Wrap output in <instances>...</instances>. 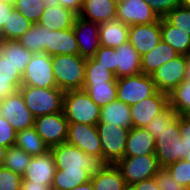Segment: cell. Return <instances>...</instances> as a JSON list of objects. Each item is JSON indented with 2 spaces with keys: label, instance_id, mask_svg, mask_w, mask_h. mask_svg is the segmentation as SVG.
<instances>
[{
  "label": "cell",
  "instance_id": "obj_1",
  "mask_svg": "<svg viewBox=\"0 0 190 190\" xmlns=\"http://www.w3.org/2000/svg\"><path fill=\"white\" fill-rule=\"evenodd\" d=\"M63 112L68 123L97 125L100 118V107L84 89L64 92Z\"/></svg>",
  "mask_w": 190,
  "mask_h": 190
},
{
  "label": "cell",
  "instance_id": "obj_2",
  "mask_svg": "<svg viewBox=\"0 0 190 190\" xmlns=\"http://www.w3.org/2000/svg\"><path fill=\"white\" fill-rule=\"evenodd\" d=\"M57 87L61 90L82 89L85 79L86 59L80 55L51 56Z\"/></svg>",
  "mask_w": 190,
  "mask_h": 190
},
{
  "label": "cell",
  "instance_id": "obj_3",
  "mask_svg": "<svg viewBox=\"0 0 190 190\" xmlns=\"http://www.w3.org/2000/svg\"><path fill=\"white\" fill-rule=\"evenodd\" d=\"M18 91L35 118L63 111L64 91L59 88L21 86Z\"/></svg>",
  "mask_w": 190,
  "mask_h": 190
},
{
  "label": "cell",
  "instance_id": "obj_4",
  "mask_svg": "<svg viewBox=\"0 0 190 190\" xmlns=\"http://www.w3.org/2000/svg\"><path fill=\"white\" fill-rule=\"evenodd\" d=\"M50 150L53 153L56 170L83 169L92 176L104 165L96 156L84 153L67 142L51 147Z\"/></svg>",
  "mask_w": 190,
  "mask_h": 190
},
{
  "label": "cell",
  "instance_id": "obj_5",
  "mask_svg": "<svg viewBox=\"0 0 190 190\" xmlns=\"http://www.w3.org/2000/svg\"><path fill=\"white\" fill-rule=\"evenodd\" d=\"M155 156L160 168H166L187 156L186 146L179 134V115L155 139Z\"/></svg>",
  "mask_w": 190,
  "mask_h": 190
},
{
  "label": "cell",
  "instance_id": "obj_6",
  "mask_svg": "<svg viewBox=\"0 0 190 190\" xmlns=\"http://www.w3.org/2000/svg\"><path fill=\"white\" fill-rule=\"evenodd\" d=\"M102 148L103 163L116 164L124 157L130 129L110 123L96 125Z\"/></svg>",
  "mask_w": 190,
  "mask_h": 190
},
{
  "label": "cell",
  "instance_id": "obj_7",
  "mask_svg": "<svg viewBox=\"0 0 190 190\" xmlns=\"http://www.w3.org/2000/svg\"><path fill=\"white\" fill-rule=\"evenodd\" d=\"M116 87L117 100L129 106L149 98L158 91L152 76L144 73L117 78Z\"/></svg>",
  "mask_w": 190,
  "mask_h": 190
},
{
  "label": "cell",
  "instance_id": "obj_8",
  "mask_svg": "<svg viewBox=\"0 0 190 190\" xmlns=\"http://www.w3.org/2000/svg\"><path fill=\"white\" fill-rule=\"evenodd\" d=\"M115 165L121 171L128 187L153 178L160 169L155 154L124 156Z\"/></svg>",
  "mask_w": 190,
  "mask_h": 190
},
{
  "label": "cell",
  "instance_id": "obj_9",
  "mask_svg": "<svg viewBox=\"0 0 190 190\" xmlns=\"http://www.w3.org/2000/svg\"><path fill=\"white\" fill-rule=\"evenodd\" d=\"M22 86L58 88L51 56L44 52L34 53L22 74Z\"/></svg>",
  "mask_w": 190,
  "mask_h": 190
},
{
  "label": "cell",
  "instance_id": "obj_10",
  "mask_svg": "<svg viewBox=\"0 0 190 190\" xmlns=\"http://www.w3.org/2000/svg\"><path fill=\"white\" fill-rule=\"evenodd\" d=\"M68 125L63 111L36 117L34 122L36 132L49 148L67 141Z\"/></svg>",
  "mask_w": 190,
  "mask_h": 190
},
{
  "label": "cell",
  "instance_id": "obj_11",
  "mask_svg": "<svg viewBox=\"0 0 190 190\" xmlns=\"http://www.w3.org/2000/svg\"><path fill=\"white\" fill-rule=\"evenodd\" d=\"M188 62L189 56L179 55L160 66L152 75L157 90L169 95L184 80Z\"/></svg>",
  "mask_w": 190,
  "mask_h": 190
},
{
  "label": "cell",
  "instance_id": "obj_12",
  "mask_svg": "<svg viewBox=\"0 0 190 190\" xmlns=\"http://www.w3.org/2000/svg\"><path fill=\"white\" fill-rule=\"evenodd\" d=\"M67 143L82 152L96 156L103 162L102 148L96 125L69 123Z\"/></svg>",
  "mask_w": 190,
  "mask_h": 190
},
{
  "label": "cell",
  "instance_id": "obj_13",
  "mask_svg": "<svg viewBox=\"0 0 190 190\" xmlns=\"http://www.w3.org/2000/svg\"><path fill=\"white\" fill-rule=\"evenodd\" d=\"M2 117H4L16 131L34 126L35 117L24 103L22 94L17 91L0 100Z\"/></svg>",
  "mask_w": 190,
  "mask_h": 190
},
{
  "label": "cell",
  "instance_id": "obj_14",
  "mask_svg": "<svg viewBox=\"0 0 190 190\" xmlns=\"http://www.w3.org/2000/svg\"><path fill=\"white\" fill-rule=\"evenodd\" d=\"M169 106V96L157 91L149 98L140 100L130 106L132 127L144 128L156 115L162 113Z\"/></svg>",
  "mask_w": 190,
  "mask_h": 190
},
{
  "label": "cell",
  "instance_id": "obj_15",
  "mask_svg": "<svg viewBox=\"0 0 190 190\" xmlns=\"http://www.w3.org/2000/svg\"><path fill=\"white\" fill-rule=\"evenodd\" d=\"M116 19L129 26L151 24L159 20L144 0H118Z\"/></svg>",
  "mask_w": 190,
  "mask_h": 190
},
{
  "label": "cell",
  "instance_id": "obj_16",
  "mask_svg": "<svg viewBox=\"0 0 190 190\" xmlns=\"http://www.w3.org/2000/svg\"><path fill=\"white\" fill-rule=\"evenodd\" d=\"M73 31L79 47V55L82 58H93L100 48V24L83 19L79 15L75 17Z\"/></svg>",
  "mask_w": 190,
  "mask_h": 190
},
{
  "label": "cell",
  "instance_id": "obj_17",
  "mask_svg": "<svg viewBox=\"0 0 190 190\" xmlns=\"http://www.w3.org/2000/svg\"><path fill=\"white\" fill-rule=\"evenodd\" d=\"M161 41V19L151 24L129 26L128 42L140 56L152 51Z\"/></svg>",
  "mask_w": 190,
  "mask_h": 190
},
{
  "label": "cell",
  "instance_id": "obj_18",
  "mask_svg": "<svg viewBox=\"0 0 190 190\" xmlns=\"http://www.w3.org/2000/svg\"><path fill=\"white\" fill-rule=\"evenodd\" d=\"M55 171V160L50 150L43 155L32 156L29 165L22 175V180L52 186Z\"/></svg>",
  "mask_w": 190,
  "mask_h": 190
},
{
  "label": "cell",
  "instance_id": "obj_19",
  "mask_svg": "<svg viewBox=\"0 0 190 190\" xmlns=\"http://www.w3.org/2000/svg\"><path fill=\"white\" fill-rule=\"evenodd\" d=\"M46 54L79 55V47L72 28L65 30H46Z\"/></svg>",
  "mask_w": 190,
  "mask_h": 190
},
{
  "label": "cell",
  "instance_id": "obj_20",
  "mask_svg": "<svg viewBox=\"0 0 190 190\" xmlns=\"http://www.w3.org/2000/svg\"><path fill=\"white\" fill-rule=\"evenodd\" d=\"M76 16L77 14L72 10L64 8L59 4L49 2L38 24L45 26L50 31L65 30L73 28Z\"/></svg>",
  "mask_w": 190,
  "mask_h": 190
},
{
  "label": "cell",
  "instance_id": "obj_21",
  "mask_svg": "<svg viewBox=\"0 0 190 190\" xmlns=\"http://www.w3.org/2000/svg\"><path fill=\"white\" fill-rule=\"evenodd\" d=\"M118 0H84L78 14L91 22L103 23L116 19Z\"/></svg>",
  "mask_w": 190,
  "mask_h": 190
},
{
  "label": "cell",
  "instance_id": "obj_22",
  "mask_svg": "<svg viewBox=\"0 0 190 190\" xmlns=\"http://www.w3.org/2000/svg\"><path fill=\"white\" fill-rule=\"evenodd\" d=\"M116 52V78L133 76L142 73L141 56L136 49L127 41Z\"/></svg>",
  "mask_w": 190,
  "mask_h": 190
},
{
  "label": "cell",
  "instance_id": "obj_23",
  "mask_svg": "<svg viewBox=\"0 0 190 190\" xmlns=\"http://www.w3.org/2000/svg\"><path fill=\"white\" fill-rule=\"evenodd\" d=\"M155 154V137L145 128L132 127L129 131L124 156Z\"/></svg>",
  "mask_w": 190,
  "mask_h": 190
},
{
  "label": "cell",
  "instance_id": "obj_24",
  "mask_svg": "<svg viewBox=\"0 0 190 190\" xmlns=\"http://www.w3.org/2000/svg\"><path fill=\"white\" fill-rule=\"evenodd\" d=\"M90 180L94 190H128L121 171L115 164H104Z\"/></svg>",
  "mask_w": 190,
  "mask_h": 190
},
{
  "label": "cell",
  "instance_id": "obj_25",
  "mask_svg": "<svg viewBox=\"0 0 190 190\" xmlns=\"http://www.w3.org/2000/svg\"><path fill=\"white\" fill-rule=\"evenodd\" d=\"M178 56L179 54L162 40L152 51L141 56L142 73L152 76L160 66Z\"/></svg>",
  "mask_w": 190,
  "mask_h": 190
},
{
  "label": "cell",
  "instance_id": "obj_26",
  "mask_svg": "<svg viewBox=\"0 0 190 190\" xmlns=\"http://www.w3.org/2000/svg\"><path fill=\"white\" fill-rule=\"evenodd\" d=\"M129 25L117 19L109 20L100 24V45L109 48H118L128 41Z\"/></svg>",
  "mask_w": 190,
  "mask_h": 190
},
{
  "label": "cell",
  "instance_id": "obj_27",
  "mask_svg": "<svg viewBox=\"0 0 190 190\" xmlns=\"http://www.w3.org/2000/svg\"><path fill=\"white\" fill-rule=\"evenodd\" d=\"M98 123H110L123 128H132L130 106L115 100L100 108Z\"/></svg>",
  "mask_w": 190,
  "mask_h": 190
},
{
  "label": "cell",
  "instance_id": "obj_28",
  "mask_svg": "<svg viewBox=\"0 0 190 190\" xmlns=\"http://www.w3.org/2000/svg\"><path fill=\"white\" fill-rule=\"evenodd\" d=\"M162 40L168 43L179 55L189 56L190 36L161 18Z\"/></svg>",
  "mask_w": 190,
  "mask_h": 190
},
{
  "label": "cell",
  "instance_id": "obj_29",
  "mask_svg": "<svg viewBox=\"0 0 190 190\" xmlns=\"http://www.w3.org/2000/svg\"><path fill=\"white\" fill-rule=\"evenodd\" d=\"M15 146L21 148L31 156L43 155L50 151L49 146L36 132L34 126L17 131Z\"/></svg>",
  "mask_w": 190,
  "mask_h": 190
},
{
  "label": "cell",
  "instance_id": "obj_30",
  "mask_svg": "<svg viewBox=\"0 0 190 190\" xmlns=\"http://www.w3.org/2000/svg\"><path fill=\"white\" fill-rule=\"evenodd\" d=\"M34 53L26 50L18 40H5L1 55L13 64L21 74L25 71Z\"/></svg>",
  "mask_w": 190,
  "mask_h": 190
},
{
  "label": "cell",
  "instance_id": "obj_31",
  "mask_svg": "<svg viewBox=\"0 0 190 190\" xmlns=\"http://www.w3.org/2000/svg\"><path fill=\"white\" fill-rule=\"evenodd\" d=\"M91 175L83 170H56L52 190H72L76 186L90 181Z\"/></svg>",
  "mask_w": 190,
  "mask_h": 190
},
{
  "label": "cell",
  "instance_id": "obj_32",
  "mask_svg": "<svg viewBox=\"0 0 190 190\" xmlns=\"http://www.w3.org/2000/svg\"><path fill=\"white\" fill-rule=\"evenodd\" d=\"M82 89L100 108L117 100L116 82L84 83Z\"/></svg>",
  "mask_w": 190,
  "mask_h": 190
},
{
  "label": "cell",
  "instance_id": "obj_33",
  "mask_svg": "<svg viewBox=\"0 0 190 190\" xmlns=\"http://www.w3.org/2000/svg\"><path fill=\"white\" fill-rule=\"evenodd\" d=\"M32 25L33 24L27 18L14 9L0 32V36L4 40H18Z\"/></svg>",
  "mask_w": 190,
  "mask_h": 190
},
{
  "label": "cell",
  "instance_id": "obj_34",
  "mask_svg": "<svg viewBox=\"0 0 190 190\" xmlns=\"http://www.w3.org/2000/svg\"><path fill=\"white\" fill-rule=\"evenodd\" d=\"M46 30L49 29L45 26H41L38 23L33 24L18 41L26 50L32 53H46Z\"/></svg>",
  "mask_w": 190,
  "mask_h": 190
},
{
  "label": "cell",
  "instance_id": "obj_35",
  "mask_svg": "<svg viewBox=\"0 0 190 190\" xmlns=\"http://www.w3.org/2000/svg\"><path fill=\"white\" fill-rule=\"evenodd\" d=\"M168 96L178 115H190V80L184 79Z\"/></svg>",
  "mask_w": 190,
  "mask_h": 190
},
{
  "label": "cell",
  "instance_id": "obj_36",
  "mask_svg": "<svg viewBox=\"0 0 190 190\" xmlns=\"http://www.w3.org/2000/svg\"><path fill=\"white\" fill-rule=\"evenodd\" d=\"M31 158V155L14 145L7 149L3 167L22 176Z\"/></svg>",
  "mask_w": 190,
  "mask_h": 190
},
{
  "label": "cell",
  "instance_id": "obj_37",
  "mask_svg": "<svg viewBox=\"0 0 190 190\" xmlns=\"http://www.w3.org/2000/svg\"><path fill=\"white\" fill-rule=\"evenodd\" d=\"M115 74L105 68L94 58L86 59L84 83L116 82Z\"/></svg>",
  "mask_w": 190,
  "mask_h": 190
},
{
  "label": "cell",
  "instance_id": "obj_38",
  "mask_svg": "<svg viewBox=\"0 0 190 190\" xmlns=\"http://www.w3.org/2000/svg\"><path fill=\"white\" fill-rule=\"evenodd\" d=\"M48 3L46 0H17L14 8L32 24H37Z\"/></svg>",
  "mask_w": 190,
  "mask_h": 190
},
{
  "label": "cell",
  "instance_id": "obj_39",
  "mask_svg": "<svg viewBox=\"0 0 190 190\" xmlns=\"http://www.w3.org/2000/svg\"><path fill=\"white\" fill-rule=\"evenodd\" d=\"M177 116V112L172 107L168 106L162 113L152 118V120L144 128L156 139L159 136V133L167 128V125H170L177 118Z\"/></svg>",
  "mask_w": 190,
  "mask_h": 190
},
{
  "label": "cell",
  "instance_id": "obj_40",
  "mask_svg": "<svg viewBox=\"0 0 190 190\" xmlns=\"http://www.w3.org/2000/svg\"><path fill=\"white\" fill-rule=\"evenodd\" d=\"M171 25L190 36V9L178 6L164 17Z\"/></svg>",
  "mask_w": 190,
  "mask_h": 190
},
{
  "label": "cell",
  "instance_id": "obj_41",
  "mask_svg": "<svg viewBox=\"0 0 190 190\" xmlns=\"http://www.w3.org/2000/svg\"><path fill=\"white\" fill-rule=\"evenodd\" d=\"M166 169L180 185L190 190V161L181 159L170 164Z\"/></svg>",
  "mask_w": 190,
  "mask_h": 190
},
{
  "label": "cell",
  "instance_id": "obj_42",
  "mask_svg": "<svg viewBox=\"0 0 190 190\" xmlns=\"http://www.w3.org/2000/svg\"><path fill=\"white\" fill-rule=\"evenodd\" d=\"M0 82H11L18 89L22 86V74L2 55H0Z\"/></svg>",
  "mask_w": 190,
  "mask_h": 190
},
{
  "label": "cell",
  "instance_id": "obj_43",
  "mask_svg": "<svg viewBox=\"0 0 190 190\" xmlns=\"http://www.w3.org/2000/svg\"><path fill=\"white\" fill-rule=\"evenodd\" d=\"M22 176L0 167V190H21Z\"/></svg>",
  "mask_w": 190,
  "mask_h": 190
},
{
  "label": "cell",
  "instance_id": "obj_44",
  "mask_svg": "<svg viewBox=\"0 0 190 190\" xmlns=\"http://www.w3.org/2000/svg\"><path fill=\"white\" fill-rule=\"evenodd\" d=\"M93 58L99 65H103L114 73L116 77V52L114 48L100 46Z\"/></svg>",
  "mask_w": 190,
  "mask_h": 190
},
{
  "label": "cell",
  "instance_id": "obj_45",
  "mask_svg": "<svg viewBox=\"0 0 190 190\" xmlns=\"http://www.w3.org/2000/svg\"><path fill=\"white\" fill-rule=\"evenodd\" d=\"M154 178L159 190H188L186 187L180 185L166 168H160Z\"/></svg>",
  "mask_w": 190,
  "mask_h": 190
},
{
  "label": "cell",
  "instance_id": "obj_46",
  "mask_svg": "<svg viewBox=\"0 0 190 190\" xmlns=\"http://www.w3.org/2000/svg\"><path fill=\"white\" fill-rule=\"evenodd\" d=\"M17 131L1 114L0 108V146L9 148L15 145Z\"/></svg>",
  "mask_w": 190,
  "mask_h": 190
},
{
  "label": "cell",
  "instance_id": "obj_47",
  "mask_svg": "<svg viewBox=\"0 0 190 190\" xmlns=\"http://www.w3.org/2000/svg\"><path fill=\"white\" fill-rule=\"evenodd\" d=\"M158 16L164 18L171 10L179 6V0H144Z\"/></svg>",
  "mask_w": 190,
  "mask_h": 190
},
{
  "label": "cell",
  "instance_id": "obj_48",
  "mask_svg": "<svg viewBox=\"0 0 190 190\" xmlns=\"http://www.w3.org/2000/svg\"><path fill=\"white\" fill-rule=\"evenodd\" d=\"M179 134L188 154L190 151V115H179Z\"/></svg>",
  "mask_w": 190,
  "mask_h": 190
},
{
  "label": "cell",
  "instance_id": "obj_49",
  "mask_svg": "<svg viewBox=\"0 0 190 190\" xmlns=\"http://www.w3.org/2000/svg\"><path fill=\"white\" fill-rule=\"evenodd\" d=\"M14 9L13 4L0 0V32Z\"/></svg>",
  "mask_w": 190,
  "mask_h": 190
},
{
  "label": "cell",
  "instance_id": "obj_50",
  "mask_svg": "<svg viewBox=\"0 0 190 190\" xmlns=\"http://www.w3.org/2000/svg\"><path fill=\"white\" fill-rule=\"evenodd\" d=\"M84 0H50V2L59 4L64 8L72 10L77 15L80 13L82 9Z\"/></svg>",
  "mask_w": 190,
  "mask_h": 190
},
{
  "label": "cell",
  "instance_id": "obj_51",
  "mask_svg": "<svg viewBox=\"0 0 190 190\" xmlns=\"http://www.w3.org/2000/svg\"><path fill=\"white\" fill-rule=\"evenodd\" d=\"M128 190H159V187L153 177L129 186Z\"/></svg>",
  "mask_w": 190,
  "mask_h": 190
},
{
  "label": "cell",
  "instance_id": "obj_52",
  "mask_svg": "<svg viewBox=\"0 0 190 190\" xmlns=\"http://www.w3.org/2000/svg\"><path fill=\"white\" fill-rule=\"evenodd\" d=\"M18 90L19 89L11 82H0V100L16 93Z\"/></svg>",
  "mask_w": 190,
  "mask_h": 190
},
{
  "label": "cell",
  "instance_id": "obj_53",
  "mask_svg": "<svg viewBox=\"0 0 190 190\" xmlns=\"http://www.w3.org/2000/svg\"><path fill=\"white\" fill-rule=\"evenodd\" d=\"M21 190H52L50 185L22 180Z\"/></svg>",
  "mask_w": 190,
  "mask_h": 190
},
{
  "label": "cell",
  "instance_id": "obj_54",
  "mask_svg": "<svg viewBox=\"0 0 190 190\" xmlns=\"http://www.w3.org/2000/svg\"><path fill=\"white\" fill-rule=\"evenodd\" d=\"M72 190H94V187L91 183V180L84 183V184H81L79 186H76L74 189Z\"/></svg>",
  "mask_w": 190,
  "mask_h": 190
},
{
  "label": "cell",
  "instance_id": "obj_55",
  "mask_svg": "<svg viewBox=\"0 0 190 190\" xmlns=\"http://www.w3.org/2000/svg\"><path fill=\"white\" fill-rule=\"evenodd\" d=\"M8 148L0 146V167H3L6 151Z\"/></svg>",
  "mask_w": 190,
  "mask_h": 190
},
{
  "label": "cell",
  "instance_id": "obj_56",
  "mask_svg": "<svg viewBox=\"0 0 190 190\" xmlns=\"http://www.w3.org/2000/svg\"><path fill=\"white\" fill-rule=\"evenodd\" d=\"M184 79L190 80V54H189V62H188V65L186 67Z\"/></svg>",
  "mask_w": 190,
  "mask_h": 190
},
{
  "label": "cell",
  "instance_id": "obj_57",
  "mask_svg": "<svg viewBox=\"0 0 190 190\" xmlns=\"http://www.w3.org/2000/svg\"><path fill=\"white\" fill-rule=\"evenodd\" d=\"M179 6L190 9V0H179Z\"/></svg>",
  "mask_w": 190,
  "mask_h": 190
},
{
  "label": "cell",
  "instance_id": "obj_58",
  "mask_svg": "<svg viewBox=\"0 0 190 190\" xmlns=\"http://www.w3.org/2000/svg\"><path fill=\"white\" fill-rule=\"evenodd\" d=\"M4 41L5 40L0 36V55H1V50H2V46H3Z\"/></svg>",
  "mask_w": 190,
  "mask_h": 190
},
{
  "label": "cell",
  "instance_id": "obj_59",
  "mask_svg": "<svg viewBox=\"0 0 190 190\" xmlns=\"http://www.w3.org/2000/svg\"><path fill=\"white\" fill-rule=\"evenodd\" d=\"M3 1L8 2V3H11V4L14 5V4L16 3L17 0H3Z\"/></svg>",
  "mask_w": 190,
  "mask_h": 190
},
{
  "label": "cell",
  "instance_id": "obj_60",
  "mask_svg": "<svg viewBox=\"0 0 190 190\" xmlns=\"http://www.w3.org/2000/svg\"><path fill=\"white\" fill-rule=\"evenodd\" d=\"M186 161H190V151L189 153L187 154V156L184 158Z\"/></svg>",
  "mask_w": 190,
  "mask_h": 190
}]
</instances>
